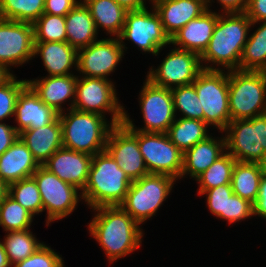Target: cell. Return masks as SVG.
Here are the masks:
<instances>
[{"instance_id":"obj_9","label":"cell","mask_w":266,"mask_h":267,"mask_svg":"<svg viewBox=\"0 0 266 267\" xmlns=\"http://www.w3.org/2000/svg\"><path fill=\"white\" fill-rule=\"evenodd\" d=\"M225 133L226 151L236 161L260 163L266 155V113L230 121Z\"/></svg>"},{"instance_id":"obj_45","label":"cell","mask_w":266,"mask_h":267,"mask_svg":"<svg viewBox=\"0 0 266 267\" xmlns=\"http://www.w3.org/2000/svg\"><path fill=\"white\" fill-rule=\"evenodd\" d=\"M18 137L19 133L14 126L0 122V155L9 149Z\"/></svg>"},{"instance_id":"obj_15","label":"cell","mask_w":266,"mask_h":267,"mask_svg":"<svg viewBox=\"0 0 266 267\" xmlns=\"http://www.w3.org/2000/svg\"><path fill=\"white\" fill-rule=\"evenodd\" d=\"M125 42H121L117 37H107L98 39L89 46L77 51L78 75L84 77H94L110 79L109 76L124 58L127 47Z\"/></svg>"},{"instance_id":"obj_22","label":"cell","mask_w":266,"mask_h":267,"mask_svg":"<svg viewBox=\"0 0 266 267\" xmlns=\"http://www.w3.org/2000/svg\"><path fill=\"white\" fill-rule=\"evenodd\" d=\"M153 7L169 38L207 10L205 0H164L155 3Z\"/></svg>"},{"instance_id":"obj_49","label":"cell","mask_w":266,"mask_h":267,"mask_svg":"<svg viewBox=\"0 0 266 267\" xmlns=\"http://www.w3.org/2000/svg\"><path fill=\"white\" fill-rule=\"evenodd\" d=\"M13 75L12 69L9 70L5 65L0 63V86L5 84Z\"/></svg>"},{"instance_id":"obj_33","label":"cell","mask_w":266,"mask_h":267,"mask_svg":"<svg viewBox=\"0 0 266 267\" xmlns=\"http://www.w3.org/2000/svg\"><path fill=\"white\" fill-rule=\"evenodd\" d=\"M235 163V158L226 151L206 171L194 179L199 186L197 193L200 195L205 190L218 187L219 185L231 184Z\"/></svg>"},{"instance_id":"obj_37","label":"cell","mask_w":266,"mask_h":267,"mask_svg":"<svg viewBox=\"0 0 266 267\" xmlns=\"http://www.w3.org/2000/svg\"><path fill=\"white\" fill-rule=\"evenodd\" d=\"M35 42H65V16L43 13L33 24Z\"/></svg>"},{"instance_id":"obj_14","label":"cell","mask_w":266,"mask_h":267,"mask_svg":"<svg viewBox=\"0 0 266 267\" xmlns=\"http://www.w3.org/2000/svg\"><path fill=\"white\" fill-rule=\"evenodd\" d=\"M169 51L157 68H149L146 79L168 89L192 84L203 70L200 55L176 47Z\"/></svg>"},{"instance_id":"obj_16","label":"cell","mask_w":266,"mask_h":267,"mask_svg":"<svg viewBox=\"0 0 266 267\" xmlns=\"http://www.w3.org/2000/svg\"><path fill=\"white\" fill-rule=\"evenodd\" d=\"M34 45V28L31 23L0 18L1 64L10 70L28 63L34 58Z\"/></svg>"},{"instance_id":"obj_36","label":"cell","mask_w":266,"mask_h":267,"mask_svg":"<svg viewBox=\"0 0 266 267\" xmlns=\"http://www.w3.org/2000/svg\"><path fill=\"white\" fill-rule=\"evenodd\" d=\"M8 194L34 216L43 212L41 194L33 177L10 184Z\"/></svg>"},{"instance_id":"obj_27","label":"cell","mask_w":266,"mask_h":267,"mask_svg":"<svg viewBox=\"0 0 266 267\" xmlns=\"http://www.w3.org/2000/svg\"><path fill=\"white\" fill-rule=\"evenodd\" d=\"M65 26L66 41L77 51L98 40L95 22L82 1L65 16Z\"/></svg>"},{"instance_id":"obj_29","label":"cell","mask_w":266,"mask_h":267,"mask_svg":"<svg viewBox=\"0 0 266 267\" xmlns=\"http://www.w3.org/2000/svg\"><path fill=\"white\" fill-rule=\"evenodd\" d=\"M260 163L236 161L231 178V186L235 195L255 204L262 178Z\"/></svg>"},{"instance_id":"obj_21","label":"cell","mask_w":266,"mask_h":267,"mask_svg":"<svg viewBox=\"0 0 266 267\" xmlns=\"http://www.w3.org/2000/svg\"><path fill=\"white\" fill-rule=\"evenodd\" d=\"M218 19L211 9L194 18L170 38V45L202 55L207 49Z\"/></svg>"},{"instance_id":"obj_23","label":"cell","mask_w":266,"mask_h":267,"mask_svg":"<svg viewBox=\"0 0 266 267\" xmlns=\"http://www.w3.org/2000/svg\"><path fill=\"white\" fill-rule=\"evenodd\" d=\"M40 166L27 145L18 137L11 147L0 155V180L9 186L32 177Z\"/></svg>"},{"instance_id":"obj_25","label":"cell","mask_w":266,"mask_h":267,"mask_svg":"<svg viewBox=\"0 0 266 267\" xmlns=\"http://www.w3.org/2000/svg\"><path fill=\"white\" fill-rule=\"evenodd\" d=\"M19 138L27 145L37 162L42 165L63 147L60 119L57 117L44 127L25 129L19 133Z\"/></svg>"},{"instance_id":"obj_17","label":"cell","mask_w":266,"mask_h":267,"mask_svg":"<svg viewBox=\"0 0 266 267\" xmlns=\"http://www.w3.org/2000/svg\"><path fill=\"white\" fill-rule=\"evenodd\" d=\"M105 150L131 181L139 180L149 174L139 150L137 131L124 123L111 128Z\"/></svg>"},{"instance_id":"obj_12","label":"cell","mask_w":266,"mask_h":267,"mask_svg":"<svg viewBox=\"0 0 266 267\" xmlns=\"http://www.w3.org/2000/svg\"><path fill=\"white\" fill-rule=\"evenodd\" d=\"M152 8L128 11L123 30L118 37L121 42L128 40L135 44L139 51L159 56L164 47L170 44L157 11ZM152 10V11H151Z\"/></svg>"},{"instance_id":"obj_53","label":"cell","mask_w":266,"mask_h":267,"mask_svg":"<svg viewBox=\"0 0 266 267\" xmlns=\"http://www.w3.org/2000/svg\"><path fill=\"white\" fill-rule=\"evenodd\" d=\"M161 1H164V0H149L148 2H149V4H151V6H153L155 3L161 2Z\"/></svg>"},{"instance_id":"obj_13","label":"cell","mask_w":266,"mask_h":267,"mask_svg":"<svg viewBox=\"0 0 266 267\" xmlns=\"http://www.w3.org/2000/svg\"><path fill=\"white\" fill-rule=\"evenodd\" d=\"M139 150L149 173L181 179L183 155L167 133L137 131Z\"/></svg>"},{"instance_id":"obj_20","label":"cell","mask_w":266,"mask_h":267,"mask_svg":"<svg viewBox=\"0 0 266 267\" xmlns=\"http://www.w3.org/2000/svg\"><path fill=\"white\" fill-rule=\"evenodd\" d=\"M52 107L47 106L38 94L27 84L20 92L15 107L16 131L20 133L25 129H37L52 123L57 117Z\"/></svg>"},{"instance_id":"obj_34","label":"cell","mask_w":266,"mask_h":267,"mask_svg":"<svg viewBox=\"0 0 266 267\" xmlns=\"http://www.w3.org/2000/svg\"><path fill=\"white\" fill-rule=\"evenodd\" d=\"M45 0H0V18L33 24L44 13Z\"/></svg>"},{"instance_id":"obj_3","label":"cell","mask_w":266,"mask_h":267,"mask_svg":"<svg viewBox=\"0 0 266 267\" xmlns=\"http://www.w3.org/2000/svg\"><path fill=\"white\" fill-rule=\"evenodd\" d=\"M132 181L105 150L92 156L87 184L82 197L89 209L120 206Z\"/></svg>"},{"instance_id":"obj_35","label":"cell","mask_w":266,"mask_h":267,"mask_svg":"<svg viewBox=\"0 0 266 267\" xmlns=\"http://www.w3.org/2000/svg\"><path fill=\"white\" fill-rule=\"evenodd\" d=\"M34 217L9 194L0 203V226L5 232L30 229Z\"/></svg>"},{"instance_id":"obj_4","label":"cell","mask_w":266,"mask_h":267,"mask_svg":"<svg viewBox=\"0 0 266 267\" xmlns=\"http://www.w3.org/2000/svg\"><path fill=\"white\" fill-rule=\"evenodd\" d=\"M58 117L63 147L92 156L105 151L109 132L114 126L106 117L74 108L59 113Z\"/></svg>"},{"instance_id":"obj_30","label":"cell","mask_w":266,"mask_h":267,"mask_svg":"<svg viewBox=\"0 0 266 267\" xmlns=\"http://www.w3.org/2000/svg\"><path fill=\"white\" fill-rule=\"evenodd\" d=\"M176 117L169 127L167 135L170 141L183 153L195 146L198 142L209 137V126L202 120ZM208 128V130H207Z\"/></svg>"},{"instance_id":"obj_11","label":"cell","mask_w":266,"mask_h":267,"mask_svg":"<svg viewBox=\"0 0 266 267\" xmlns=\"http://www.w3.org/2000/svg\"><path fill=\"white\" fill-rule=\"evenodd\" d=\"M32 177L41 194L43 212L46 211V226L72 214L77 209L79 201H83L81 190L62 181L42 165L32 174Z\"/></svg>"},{"instance_id":"obj_50","label":"cell","mask_w":266,"mask_h":267,"mask_svg":"<svg viewBox=\"0 0 266 267\" xmlns=\"http://www.w3.org/2000/svg\"><path fill=\"white\" fill-rule=\"evenodd\" d=\"M0 267H12L11 264L9 263L7 253L5 251L3 243L1 242V239H0Z\"/></svg>"},{"instance_id":"obj_43","label":"cell","mask_w":266,"mask_h":267,"mask_svg":"<svg viewBox=\"0 0 266 267\" xmlns=\"http://www.w3.org/2000/svg\"><path fill=\"white\" fill-rule=\"evenodd\" d=\"M81 0H45L44 13L66 16Z\"/></svg>"},{"instance_id":"obj_2","label":"cell","mask_w":266,"mask_h":267,"mask_svg":"<svg viewBox=\"0 0 266 267\" xmlns=\"http://www.w3.org/2000/svg\"><path fill=\"white\" fill-rule=\"evenodd\" d=\"M251 24L245 12H218L217 23L209 45L200 56L203 69L239 70L243 47L252 29Z\"/></svg>"},{"instance_id":"obj_40","label":"cell","mask_w":266,"mask_h":267,"mask_svg":"<svg viewBox=\"0 0 266 267\" xmlns=\"http://www.w3.org/2000/svg\"><path fill=\"white\" fill-rule=\"evenodd\" d=\"M234 194L231 184L219 185L205 190L200 196H206V205L211 214L221 220H226L227 199Z\"/></svg>"},{"instance_id":"obj_1","label":"cell","mask_w":266,"mask_h":267,"mask_svg":"<svg viewBox=\"0 0 266 267\" xmlns=\"http://www.w3.org/2000/svg\"><path fill=\"white\" fill-rule=\"evenodd\" d=\"M94 212L88 231L104 251L109 263L133 253L142 246L143 229L121 206H102Z\"/></svg>"},{"instance_id":"obj_38","label":"cell","mask_w":266,"mask_h":267,"mask_svg":"<svg viewBox=\"0 0 266 267\" xmlns=\"http://www.w3.org/2000/svg\"><path fill=\"white\" fill-rule=\"evenodd\" d=\"M176 117L180 112L183 118L203 121V112H200V101L193 84L171 89Z\"/></svg>"},{"instance_id":"obj_18","label":"cell","mask_w":266,"mask_h":267,"mask_svg":"<svg viewBox=\"0 0 266 267\" xmlns=\"http://www.w3.org/2000/svg\"><path fill=\"white\" fill-rule=\"evenodd\" d=\"M91 160L90 154L61 147L42 166L82 192L88 181Z\"/></svg>"},{"instance_id":"obj_19","label":"cell","mask_w":266,"mask_h":267,"mask_svg":"<svg viewBox=\"0 0 266 267\" xmlns=\"http://www.w3.org/2000/svg\"><path fill=\"white\" fill-rule=\"evenodd\" d=\"M77 80L78 75L74 74L27 79L28 84L38 94L42 102L52 107L57 113L73 108ZM67 101L69 108L63 107Z\"/></svg>"},{"instance_id":"obj_52","label":"cell","mask_w":266,"mask_h":267,"mask_svg":"<svg viewBox=\"0 0 266 267\" xmlns=\"http://www.w3.org/2000/svg\"><path fill=\"white\" fill-rule=\"evenodd\" d=\"M261 168H262V174L266 177V155L263 158V160L260 162Z\"/></svg>"},{"instance_id":"obj_42","label":"cell","mask_w":266,"mask_h":267,"mask_svg":"<svg viewBox=\"0 0 266 267\" xmlns=\"http://www.w3.org/2000/svg\"><path fill=\"white\" fill-rule=\"evenodd\" d=\"M254 216V206L248 200L233 194L227 199L226 221L230 224L242 222Z\"/></svg>"},{"instance_id":"obj_28","label":"cell","mask_w":266,"mask_h":267,"mask_svg":"<svg viewBox=\"0 0 266 267\" xmlns=\"http://www.w3.org/2000/svg\"><path fill=\"white\" fill-rule=\"evenodd\" d=\"M89 9L95 22L97 31L105 30L110 37H119L128 11L122 8L115 0H81Z\"/></svg>"},{"instance_id":"obj_5","label":"cell","mask_w":266,"mask_h":267,"mask_svg":"<svg viewBox=\"0 0 266 267\" xmlns=\"http://www.w3.org/2000/svg\"><path fill=\"white\" fill-rule=\"evenodd\" d=\"M231 121L250 119L266 113V72L228 71Z\"/></svg>"},{"instance_id":"obj_6","label":"cell","mask_w":266,"mask_h":267,"mask_svg":"<svg viewBox=\"0 0 266 267\" xmlns=\"http://www.w3.org/2000/svg\"><path fill=\"white\" fill-rule=\"evenodd\" d=\"M192 84L200 101L203 121L223 132L231 121L228 71L203 69Z\"/></svg>"},{"instance_id":"obj_48","label":"cell","mask_w":266,"mask_h":267,"mask_svg":"<svg viewBox=\"0 0 266 267\" xmlns=\"http://www.w3.org/2000/svg\"><path fill=\"white\" fill-rule=\"evenodd\" d=\"M115 1L126 11H134L147 8L146 0H115Z\"/></svg>"},{"instance_id":"obj_26","label":"cell","mask_w":266,"mask_h":267,"mask_svg":"<svg viewBox=\"0 0 266 267\" xmlns=\"http://www.w3.org/2000/svg\"><path fill=\"white\" fill-rule=\"evenodd\" d=\"M40 56L46 76H62L74 74L77 68V50L65 42H35L34 58Z\"/></svg>"},{"instance_id":"obj_46","label":"cell","mask_w":266,"mask_h":267,"mask_svg":"<svg viewBox=\"0 0 266 267\" xmlns=\"http://www.w3.org/2000/svg\"><path fill=\"white\" fill-rule=\"evenodd\" d=\"M245 13L251 22L266 21V0H249Z\"/></svg>"},{"instance_id":"obj_51","label":"cell","mask_w":266,"mask_h":267,"mask_svg":"<svg viewBox=\"0 0 266 267\" xmlns=\"http://www.w3.org/2000/svg\"><path fill=\"white\" fill-rule=\"evenodd\" d=\"M9 193V186L0 180V203L6 198Z\"/></svg>"},{"instance_id":"obj_24","label":"cell","mask_w":266,"mask_h":267,"mask_svg":"<svg viewBox=\"0 0 266 267\" xmlns=\"http://www.w3.org/2000/svg\"><path fill=\"white\" fill-rule=\"evenodd\" d=\"M226 152L224 133L213 137L212 133L205 140L198 142L183 155L181 179L188 176L193 180Z\"/></svg>"},{"instance_id":"obj_47","label":"cell","mask_w":266,"mask_h":267,"mask_svg":"<svg viewBox=\"0 0 266 267\" xmlns=\"http://www.w3.org/2000/svg\"><path fill=\"white\" fill-rule=\"evenodd\" d=\"M254 206V216L261 217V219L266 220V177L262 176L260 180V188L258 192V197Z\"/></svg>"},{"instance_id":"obj_44","label":"cell","mask_w":266,"mask_h":267,"mask_svg":"<svg viewBox=\"0 0 266 267\" xmlns=\"http://www.w3.org/2000/svg\"><path fill=\"white\" fill-rule=\"evenodd\" d=\"M222 7L219 13H242L246 11L249 0H216ZM207 9L212 6L214 0H205ZM221 11V12H220Z\"/></svg>"},{"instance_id":"obj_32","label":"cell","mask_w":266,"mask_h":267,"mask_svg":"<svg viewBox=\"0 0 266 267\" xmlns=\"http://www.w3.org/2000/svg\"><path fill=\"white\" fill-rule=\"evenodd\" d=\"M1 242L4 245L11 266L25 260L36 252L44 242L36 238L30 229L9 231Z\"/></svg>"},{"instance_id":"obj_8","label":"cell","mask_w":266,"mask_h":267,"mask_svg":"<svg viewBox=\"0 0 266 267\" xmlns=\"http://www.w3.org/2000/svg\"><path fill=\"white\" fill-rule=\"evenodd\" d=\"M138 98L144 126L137 128L127 110H124L123 123L136 131L167 133L176 119L171 89L156 86L145 79Z\"/></svg>"},{"instance_id":"obj_7","label":"cell","mask_w":266,"mask_h":267,"mask_svg":"<svg viewBox=\"0 0 266 267\" xmlns=\"http://www.w3.org/2000/svg\"><path fill=\"white\" fill-rule=\"evenodd\" d=\"M175 183L176 179L171 176L149 173L139 180L132 181L120 206L141 226L156 216Z\"/></svg>"},{"instance_id":"obj_31","label":"cell","mask_w":266,"mask_h":267,"mask_svg":"<svg viewBox=\"0 0 266 267\" xmlns=\"http://www.w3.org/2000/svg\"><path fill=\"white\" fill-rule=\"evenodd\" d=\"M258 25L243 47L239 63L242 71L266 72V21L252 22V27Z\"/></svg>"},{"instance_id":"obj_39","label":"cell","mask_w":266,"mask_h":267,"mask_svg":"<svg viewBox=\"0 0 266 267\" xmlns=\"http://www.w3.org/2000/svg\"><path fill=\"white\" fill-rule=\"evenodd\" d=\"M13 75L5 84L0 86V122L14 117L17 98L21 90L28 84L26 79H18Z\"/></svg>"},{"instance_id":"obj_41","label":"cell","mask_w":266,"mask_h":267,"mask_svg":"<svg viewBox=\"0 0 266 267\" xmlns=\"http://www.w3.org/2000/svg\"><path fill=\"white\" fill-rule=\"evenodd\" d=\"M62 255L44 243L36 252L12 267H64Z\"/></svg>"},{"instance_id":"obj_10","label":"cell","mask_w":266,"mask_h":267,"mask_svg":"<svg viewBox=\"0 0 266 267\" xmlns=\"http://www.w3.org/2000/svg\"><path fill=\"white\" fill-rule=\"evenodd\" d=\"M114 84L112 79L78 76L73 108L103 117L108 113L113 125L123 123L125 108L119 102Z\"/></svg>"}]
</instances>
